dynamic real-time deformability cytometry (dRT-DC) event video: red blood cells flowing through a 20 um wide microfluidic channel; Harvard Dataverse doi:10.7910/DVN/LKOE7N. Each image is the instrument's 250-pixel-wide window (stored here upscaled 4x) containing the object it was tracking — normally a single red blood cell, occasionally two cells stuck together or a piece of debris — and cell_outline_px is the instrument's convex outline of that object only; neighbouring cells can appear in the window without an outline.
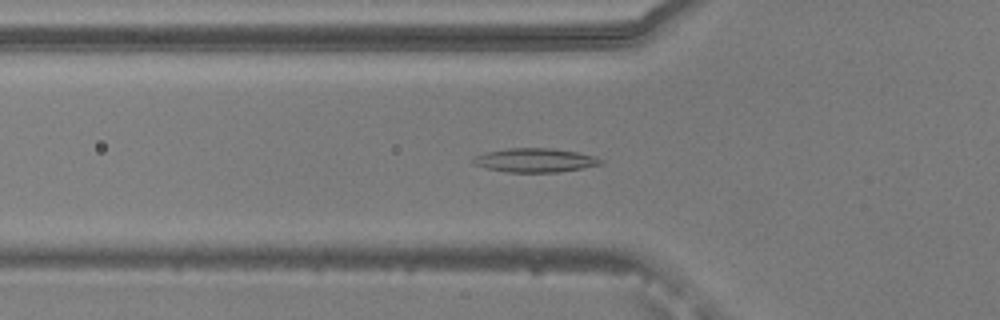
{"species": "common noctule bat (a hibernating species)", "species_latin": "Nyctalus noctula", "temperature_condition": "warm", "stored_images_in_passage": 54, "camera_frame_rate_fps": 3000, "um_per_image_px": 0.085, "animal": {"sex": "male", "body_mass_g": 20.5, "forearm_length_mm": 52.5}, "frame": {"image": 1, "passage_image": 19, "time_ms": 6.0, "image_size_px": [1000, 320], "cell_outline_px": [[604, 164], [584, 168], [556, 172], [508, 172], [484, 168], [472, 164], [472, 160], [476, 156], [484, 152], [508, 148], [552, 148], [576, 152], [596, 156], [604, 160]], "centroid_in_image_um": [45.49, 13.62], "position_along_channel_um": 80.3, "area_um2": 17.98}}
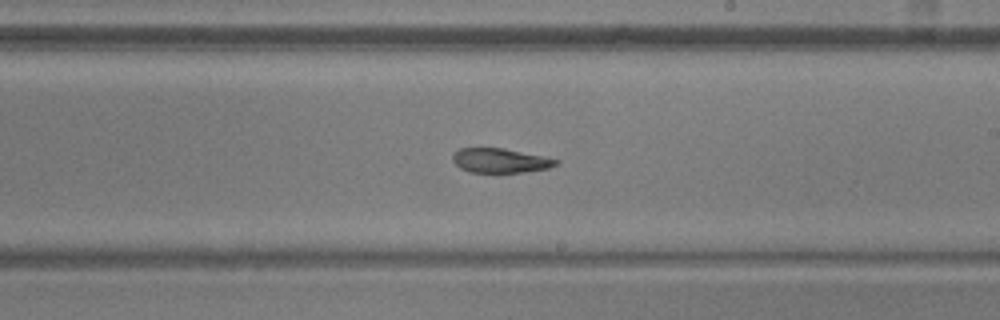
{"frame": {"image": 2, "passage_image": 32, "time_ms": 10.333, "image_size_px": [1000, 320], "cell_outline_px": [[560, 164], [548, 168], [524, 172], [496, 176], [468, 172], [460, 168], [452, 160], [452, 156], [460, 148], [504, 148], [560, 160]], "centroid_in_image_um": [42.51, 13.71], "position_along_channel_um": 246.5, "area_um2": 15.43}}
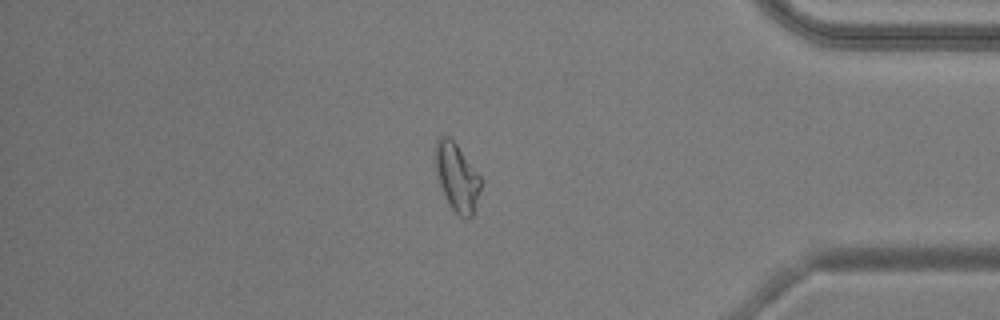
{"frame": {"image": 3, "passage_image": 46, "time_ms": 15.0, "image_size_px": [1000, 320], "cell_outline_px": [[480, 188], [472, 216], [468, 220], [464, 220], [448, 204], [440, 184], [436, 168], [436, 140], [440, 136], [448, 136], [456, 144], [480, 176]], "centroid_in_image_um": [38.84, 15.09], "position_along_channel_um": 396.4, "area_um2": 17.46}, "authors_computed_cell_mechanics": {"area_um2": 17.6579, "velocity_mm_per_s": 3.8197, "shape_relaxation_time_tau1_ms": null, "shape_relaxation_time_tau2_ms": 5.2492, "deformation_change_tau1": null, "deformation_change_tau2": 0.1312}}